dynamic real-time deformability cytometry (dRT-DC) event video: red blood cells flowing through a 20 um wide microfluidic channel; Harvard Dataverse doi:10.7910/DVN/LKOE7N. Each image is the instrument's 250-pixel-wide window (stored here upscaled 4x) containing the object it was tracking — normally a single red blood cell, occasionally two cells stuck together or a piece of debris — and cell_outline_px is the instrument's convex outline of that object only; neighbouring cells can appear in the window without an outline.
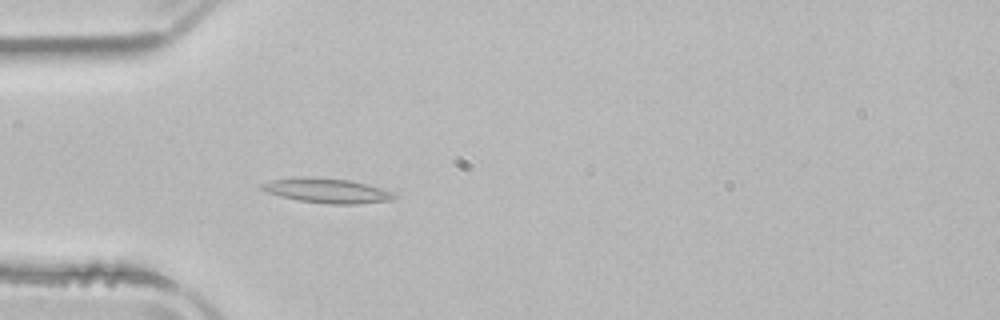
{"species": "common noctule bat (a hibernating species)", "species_latin": "Nyctalus noctula", "temperature_condition": "room temperature", "stored_images_in_passage": 51, "camera_frame_rate_fps": 3000, "um_per_image_px": 0.085, "animal": {"sex": "male", "body_mass_g": 21.5, "forearm_length_mm": 52.0}, "frame": {"image": 1, "passage_image": 15, "time_ms": 4.667, "image_size_px": [1000, 320], "cell_outline_px": [[396, 196], [392, 200], [356, 204], [328, 204], [300, 200], [280, 196], [268, 192], [260, 188], [260, 184], [272, 180], [308, 176], [316, 176], [352, 180], [380, 188], [392, 192]], "centroid_in_image_um": [27.79, 16.19], "position_along_channel_um": 57.2, "area_um2": 18.96}}
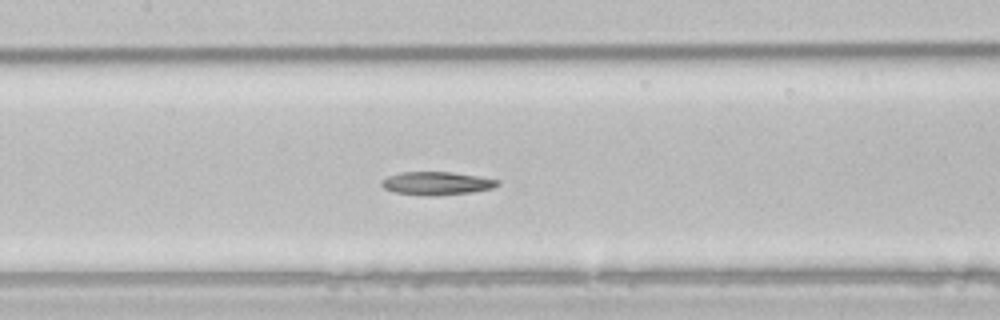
{"frame": {"image": 2, "passage_image": 24, "time_ms": 7.667, "image_size_px": [1000, 320], "cell_outline_px": [[500, 184], [492, 188], [472, 192], [436, 196], [424, 196], [392, 192], [384, 188], [380, 184], [388, 176], [400, 172], [452, 172], [480, 176], [500, 180]], "centroid_in_image_um": [37.13, 15.59], "position_along_channel_um": 170.3, "area_um2": 15.84}}
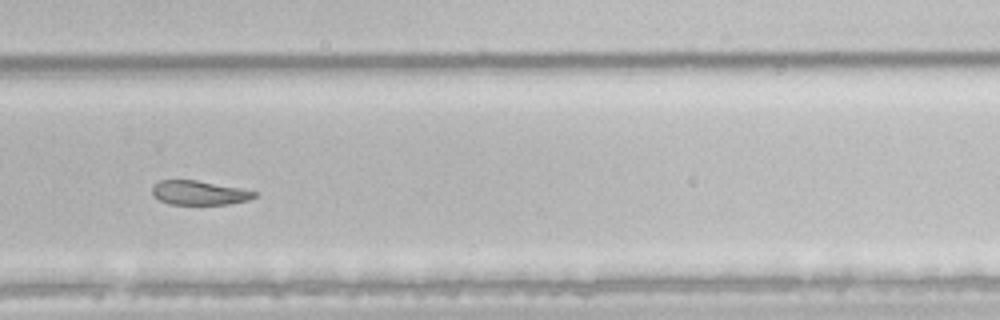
{"frame": {"image": 3, "passage_image": 35, "time_ms": 11.333, "image_size_px": [1000, 320], "cell_outline_px": [[256, 196], [248, 200], [228, 204], [168, 204], [160, 200], [152, 192], [152, 188], [160, 180], [196, 180], [240, 188], [256, 192]], "centroid_in_image_um": [16.93, 16.39], "position_along_channel_um": 312.9, "area_um2": 14.16}, "authors_computed_cell_mechanics": {"area_um2": 17.918, "velocity_mm_per_s": 3.9091, "shape_relaxation_time_tau1_ms": 4.7276, "shape_relaxation_time_tau2_ms": 9.5098, "deformation_change_tau1": 0.1562, "deformation_change_tau2": 0.1702}}